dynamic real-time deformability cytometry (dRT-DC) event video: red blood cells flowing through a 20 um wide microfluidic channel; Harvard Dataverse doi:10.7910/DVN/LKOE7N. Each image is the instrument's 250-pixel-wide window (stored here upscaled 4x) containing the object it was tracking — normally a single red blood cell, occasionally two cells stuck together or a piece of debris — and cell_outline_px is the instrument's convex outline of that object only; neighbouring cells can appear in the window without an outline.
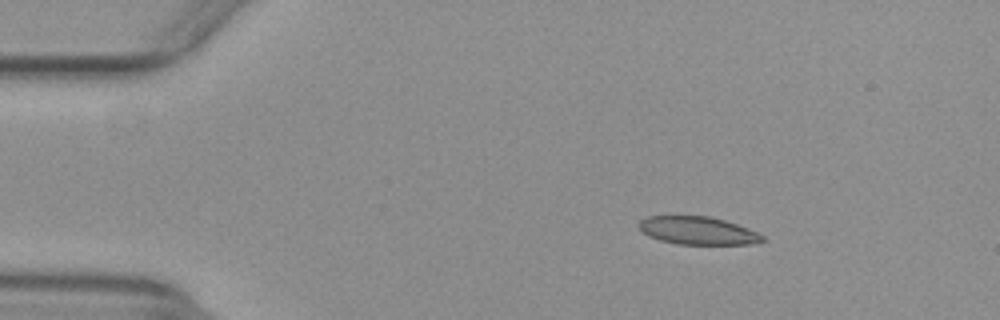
{"species": "common noctule bat (a hibernating species)", "species_latin": "Nyctalus noctula", "temperature_condition": "warm", "stored_images_in_passage": 50, "camera_frame_rate_fps": 3000, "um_per_image_px": 0.085, "animal": {"sex": "female", "body_mass_g": 29.2, "forearm_length_mm": 56.3}, "frame": {"image": 1, "passage_image": 6, "time_ms": 1.667, "image_size_px": [1000, 320], "cell_outline_px": [[764, 240], [748, 244], [676, 244], [660, 240], [648, 236], [640, 232], [636, 228], [636, 224], [640, 220], [648, 216], [712, 216], [748, 228], [764, 236]], "centroid_in_image_um": [59.22, 19.59], "position_along_channel_um": 25.8, "area_um2": 20.23}}
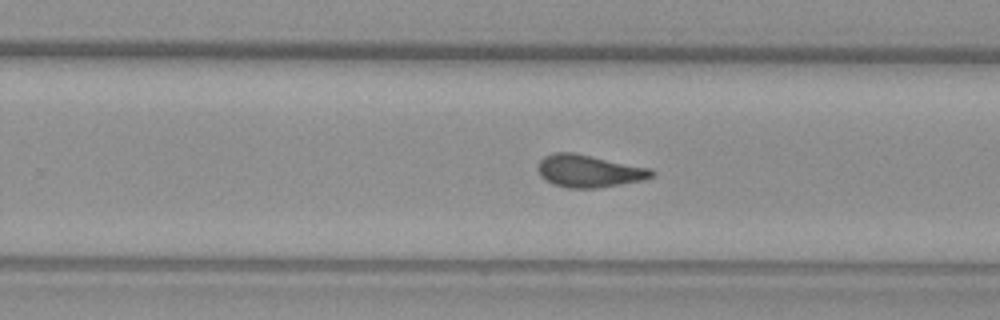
{"frame": {"image": 2, "passage_image": 31, "time_ms": 10.0, "image_size_px": [1000, 320], "cell_outline_px": [[656, 176], [644, 180], [596, 188], [568, 188], [552, 184], [544, 180], [540, 176], [536, 168], [536, 164], [544, 156], [552, 152], [572, 152], [652, 168], [656, 172]], "centroid_in_image_um": [50.05, 14.53], "position_along_channel_um": 279.8, "area_um2": 21.91}}
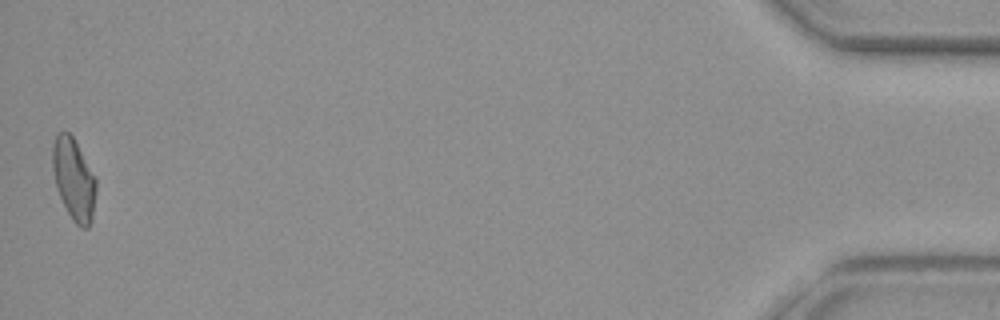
{"frame": {"image": 3, "passage_image": 50, "time_ms": 16.333, "image_size_px": [1000, 320], "cell_outline_px": [[96, 192], [92, 220], [88, 228], [80, 228], [72, 220], [56, 188], [52, 168], [52, 144], [56, 132], [68, 132], [72, 136], [96, 176]], "centroid_in_image_um": [6.27, 15.23], "position_along_channel_um": 428.9, "area_um2": 20.92}, "authors_computed_cell_mechanics": {"area_um2": 21.097, "velocity_mm_per_s": 3.918, "shape_relaxation_time_tau1_ms": null, "shape_relaxation_time_tau2_ms": 1.6977, "deformation_change_tau1": null, "deformation_change_tau2": 0.0941}}